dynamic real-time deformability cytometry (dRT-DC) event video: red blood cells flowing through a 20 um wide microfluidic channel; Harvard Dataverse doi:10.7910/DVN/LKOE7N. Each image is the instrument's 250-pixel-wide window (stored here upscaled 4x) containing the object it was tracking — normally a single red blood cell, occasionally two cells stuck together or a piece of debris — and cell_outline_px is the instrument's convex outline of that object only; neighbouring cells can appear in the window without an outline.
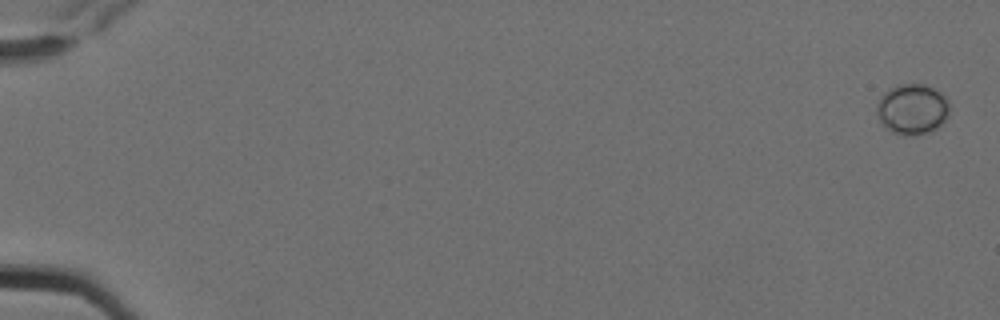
{"species": "Egyptian fruit bat (a non-hibernating species)", "species_latin": "Rousettus aegyptiacus", "temperature_condition": "cold", "stored_images_in_passage": 7, "camera_frame_rate_fps": 3000, "um_per_image_px": 0.085, "animal": {"sex": "female"}, "frame": {"image": 1, "passage_image": 1, "time_ms": 0.0, "image_size_px": [1000, 320], "cell_outline_px": [[948, 116], [936, 128], [928, 132], [916, 136], [904, 136], [892, 132], [880, 120], [876, 112], [876, 104], [880, 96], [888, 88], [896, 84], [924, 84], [940, 92], [948, 100]], "centroid_in_image_um": [77.51, 9.27], "position_along_channel_um": 7.5, "area_um2": 21.5}}
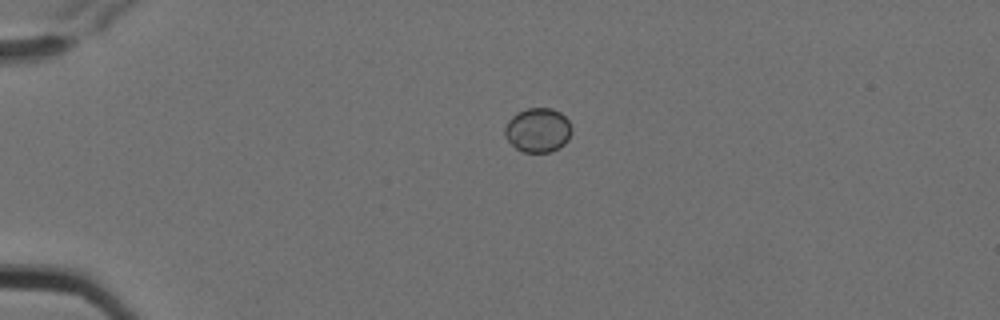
{"frame": {"image": 2, "passage_image": 5, "time_ms": 1.333, "image_size_px": [1000, 320], "cell_outline_px": [[572, 132], [568, 140], [560, 148], [552, 152], [524, 152], [516, 148], [504, 136], [504, 128], [508, 120], [512, 116], [528, 108], [552, 108], [560, 112], [568, 120], [572, 128]], "centroid_in_image_um": [45.74, 11.07], "position_along_channel_um": 39.3, "area_um2": 17.34}}
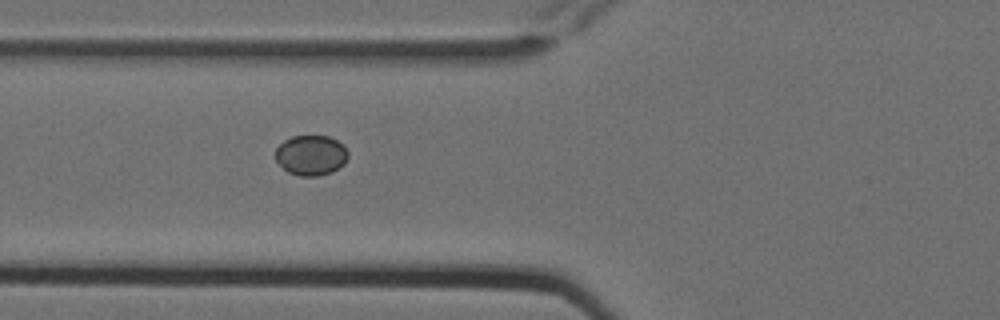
{"frame": {"image": 3, "passage_image": 7, "time_ms": 2.0, "image_size_px": [1000, 320], "cell_outline_px": [[348, 156], [344, 164], [332, 172], [316, 176], [300, 176], [288, 172], [276, 160], [276, 148], [284, 140], [292, 136], [328, 136], [344, 144], [348, 152]], "centroid_in_image_um": [26.45, 13.19], "position_along_channel_um": 99.3, "area_um2": 16.99}}